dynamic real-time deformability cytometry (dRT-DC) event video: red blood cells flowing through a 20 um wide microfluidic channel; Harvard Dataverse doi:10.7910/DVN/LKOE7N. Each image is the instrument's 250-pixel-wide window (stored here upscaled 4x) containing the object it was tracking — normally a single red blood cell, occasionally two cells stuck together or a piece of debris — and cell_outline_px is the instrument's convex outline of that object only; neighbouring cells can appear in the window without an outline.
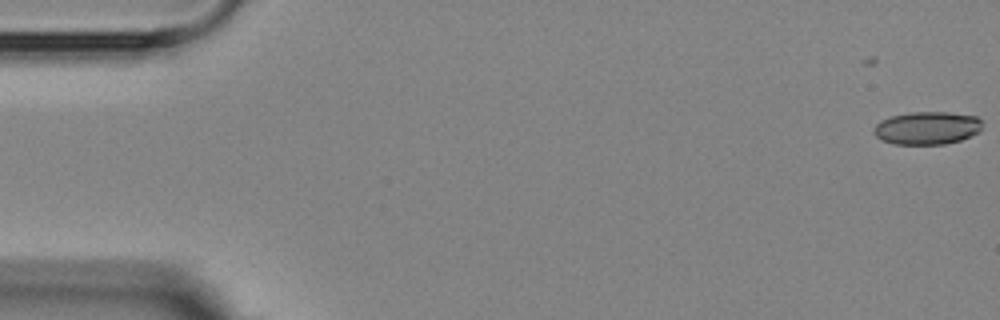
{"species": "Egyptian fruit bat (a non-hibernating species)", "species_latin": "Rousettus aegyptiacus", "temperature_condition": "room temperature", "stored_images_in_passage": 7, "camera_frame_rate_fps": 3000, "um_per_image_px": 0.085, "animal": {"sex": "female"}, "frame": {"image": 1, "passage_image": 1, "time_ms": 0.0, "image_size_px": [1000, 320], "cell_outline_px": [[980, 132], [960, 140], [944, 144], [896, 144], [880, 140], [872, 132], [872, 128], [880, 120], [892, 116], [912, 112], [948, 112], [976, 116], [980, 120]], "centroid_in_image_um": [78.76, 10.88], "position_along_channel_um": 6.2, "area_um2": 20.81}}